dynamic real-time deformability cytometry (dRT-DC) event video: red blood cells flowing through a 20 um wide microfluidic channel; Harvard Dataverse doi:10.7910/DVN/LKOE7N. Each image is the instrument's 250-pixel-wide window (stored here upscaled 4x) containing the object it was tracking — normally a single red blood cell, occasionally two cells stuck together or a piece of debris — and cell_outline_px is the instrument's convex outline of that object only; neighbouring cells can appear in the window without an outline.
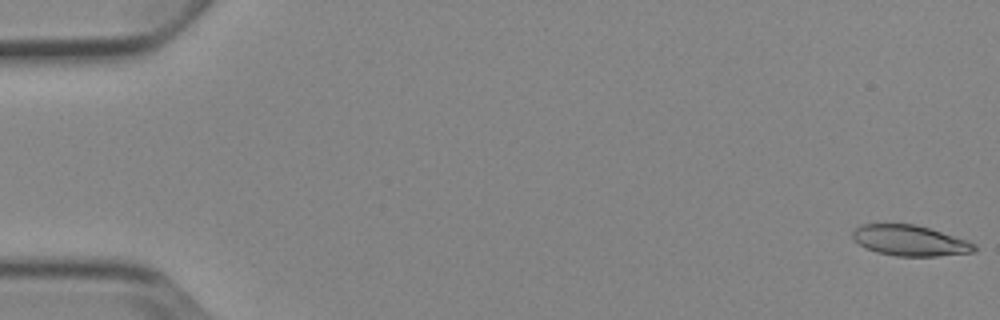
{"species": "Egyptian fruit bat (a non-hibernating species)", "species_latin": "Rousettus aegyptiacus", "temperature_condition": "cold", "stored_images_in_passage": 3, "camera_frame_rate_fps": 3000, "um_per_image_px": 0.085, "animal": {"sex": "female"}, "frame": {"image": 1, "passage_image": 1, "time_ms": 0.0, "image_size_px": [1000, 320], "cell_outline_px": [[976, 252], [936, 256], [896, 256], [876, 252], [864, 248], [852, 236], [852, 232], [860, 224], [916, 224], [968, 240], [976, 244]], "centroid_in_image_um": [77.36, 20.45], "position_along_channel_um": 7.6, "area_um2": 21.79}}